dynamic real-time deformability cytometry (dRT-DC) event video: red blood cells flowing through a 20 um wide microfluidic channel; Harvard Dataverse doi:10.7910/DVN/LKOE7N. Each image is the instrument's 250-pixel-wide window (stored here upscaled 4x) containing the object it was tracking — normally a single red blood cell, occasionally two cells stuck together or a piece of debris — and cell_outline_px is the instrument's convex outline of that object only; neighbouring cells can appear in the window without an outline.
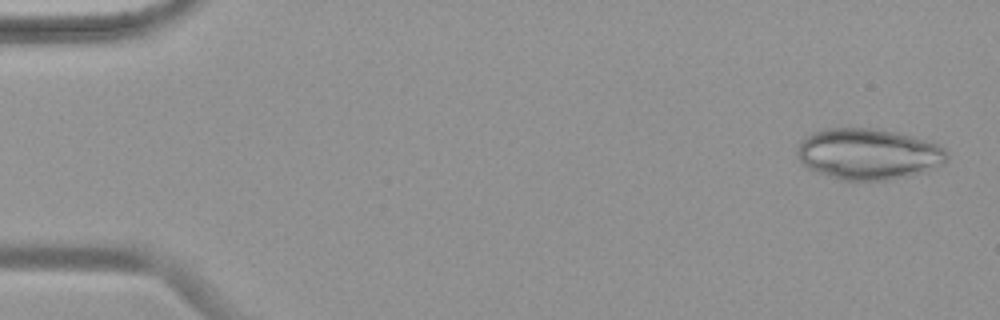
{"species": "common noctule bat (a hibernating species)", "species_latin": "Nyctalus noctula", "temperature_condition": "warm", "stored_images_in_passage": 37, "camera_frame_rate_fps": 3000, "um_per_image_px": 0.085, "animal": {"sex": "female", "body_mass_g": 19.9}, "frame": {"image": 1, "passage_image": 2, "time_ms": 0.333, "image_size_px": [1000, 320], "cell_outline_px": [[948, 160], [944, 164], [936, 168], [924, 172], [884, 180], [840, 180], [816, 172], [808, 168], [796, 156], [796, 144], [800, 140], [812, 132], [828, 128], [872, 128], [900, 132], [936, 144], [944, 148], [948, 152]], "centroid_in_image_um": [73.79, 13.08], "position_along_channel_um": 11.2, "area_um2": 44.91}}
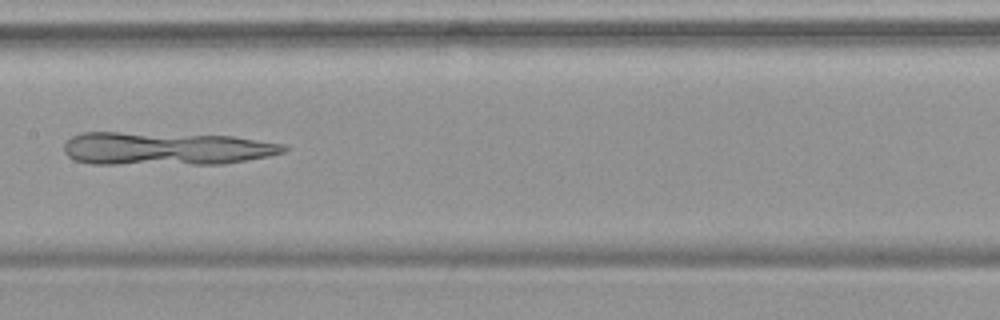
{"frame": {"image": 2, "passage_image": 27, "time_ms": 8.667, "image_size_px": [1000, 320], "cell_outline_px": [[288, 148], [284, 152], [268, 156], [224, 164], [88, 164], [76, 160], [68, 156], [64, 152], [64, 144], [72, 136], [80, 132], [120, 132], [232, 136], [284, 144]], "centroid_in_image_um": [14.07, 12.63], "position_along_channel_um": 193.3, "area_um2": 42.54}}
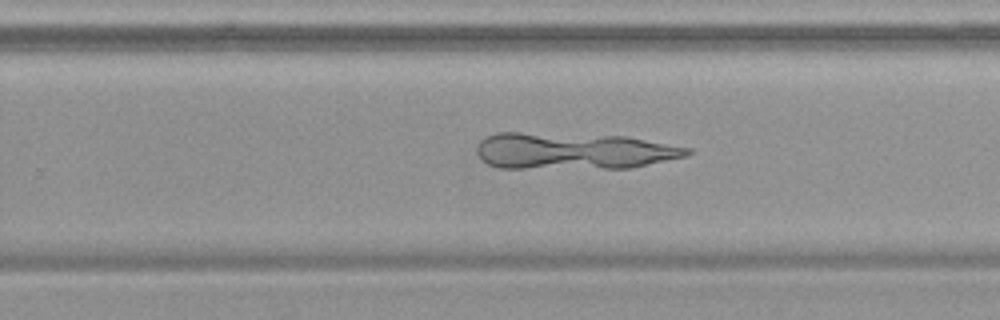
{"frame": {"image": 3, "passage_image": 34, "time_ms": 11.0, "image_size_px": [1000, 320], "cell_outline_px": [[692, 152], [688, 156], [632, 168], [496, 168], [488, 164], [476, 152], [476, 148], [480, 140], [484, 136], [496, 132], [520, 132], [624, 136], [692, 148]], "centroid_in_image_um": [48.73, 12.83], "position_along_channel_um": 281.1, "area_um2": 45.26}}